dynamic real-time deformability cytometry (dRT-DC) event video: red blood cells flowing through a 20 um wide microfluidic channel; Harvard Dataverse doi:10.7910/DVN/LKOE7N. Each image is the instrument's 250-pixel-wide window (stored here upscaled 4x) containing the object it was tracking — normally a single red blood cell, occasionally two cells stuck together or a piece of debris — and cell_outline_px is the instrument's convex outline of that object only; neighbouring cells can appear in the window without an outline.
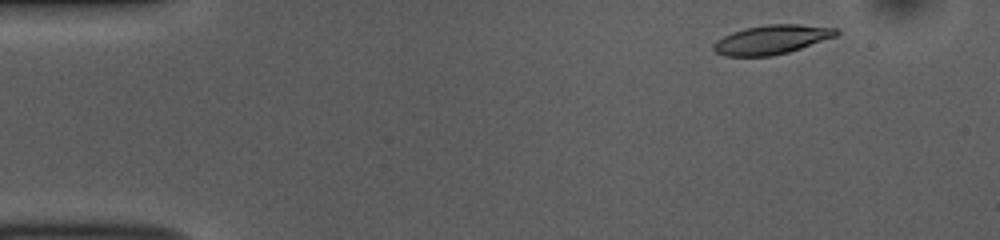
{"species": "common noctule bat (a hibernating species)", "species_latin": "Nyctalus noctula", "temperature_condition": "room temperature", "stored_images_in_passage": 50, "camera_frame_rate_fps": 3000, "um_per_image_px": 0.085, "animal": {"sex": "female", "body_mass_g": 10.0, "forearm_length_mm": 53.1}, "frame": {"image": 1, "passage_image": 3, "time_ms": 0.667, "image_size_px": [1000, 240], "cell_outline_px": [[840, 32], [836, 36], [788, 52], [772, 56], [724, 56], [716, 52], [712, 48], [712, 44], [716, 40], [732, 32], [744, 28], [768, 24], [800, 24], [840, 28]], "centroid_in_image_um": [65.59, 3.36], "position_along_channel_um": 19.4, "area_um2": 20.92}}
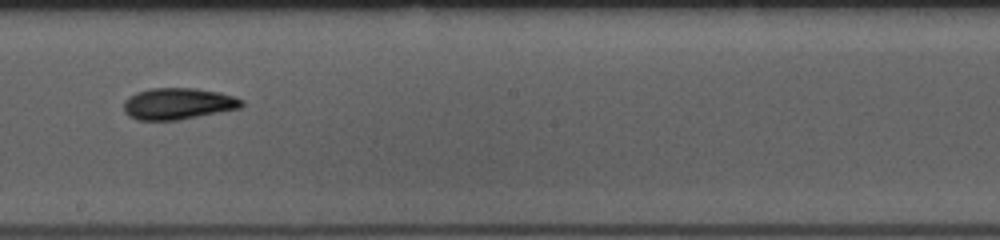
{"frame": {"image": 2, "passage_image": 27, "time_ms": 8.667, "image_size_px": [1000, 240], "cell_outline_px": [[244, 104], [240, 108], [180, 120], [136, 120], [128, 116], [124, 112], [124, 100], [128, 96], [136, 92], [148, 88], [196, 88], [220, 92], [244, 100]], "centroid_in_image_um": [15.11, 8.81], "position_along_channel_um": 233.1, "area_um2": 21.91}}
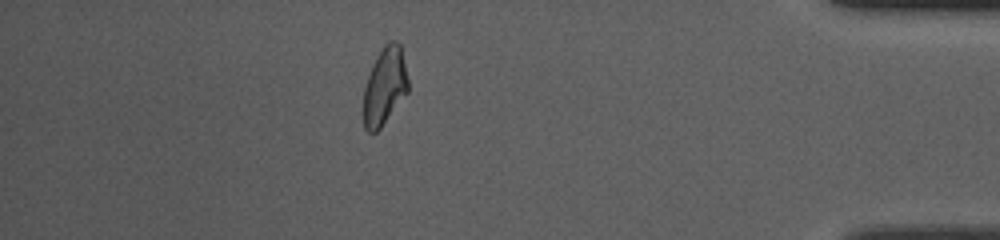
{"frame": {"image": 3, "passage_image": 44, "time_ms": 14.333, "image_size_px": [1000, 240], "cell_outline_px": [[408, 92], [380, 128], [376, 132], [368, 132], [364, 128], [364, 88], [372, 64], [376, 56], [384, 44], [388, 40], [396, 40], [400, 44], [408, 80]], "centroid_in_image_um": [32.7, 7.3], "position_along_channel_um": 402.5, "area_um2": 20.06}, "authors_computed_cell_mechanics": {"area_um2": 20.8658, "velocity_mm_per_s": 3.7389, "shape_relaxation_time_tau1_ms": 3.3359, "shape_relaxation_time_tau2_ms": 3.52, "deformation_change_tau1": 0.1468, "deformation_change_tau2": 0.1058}}